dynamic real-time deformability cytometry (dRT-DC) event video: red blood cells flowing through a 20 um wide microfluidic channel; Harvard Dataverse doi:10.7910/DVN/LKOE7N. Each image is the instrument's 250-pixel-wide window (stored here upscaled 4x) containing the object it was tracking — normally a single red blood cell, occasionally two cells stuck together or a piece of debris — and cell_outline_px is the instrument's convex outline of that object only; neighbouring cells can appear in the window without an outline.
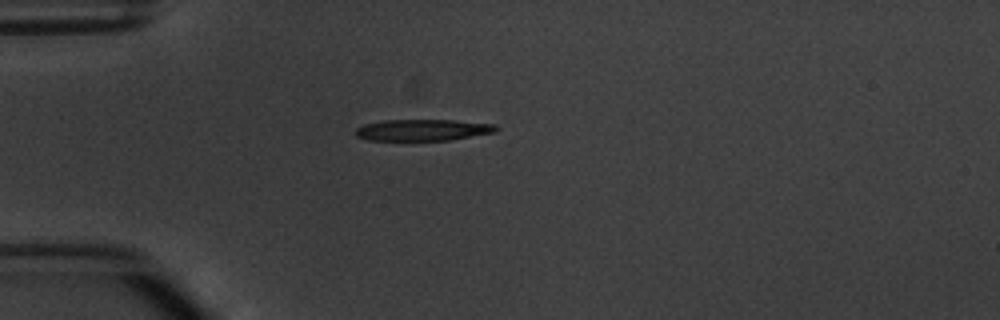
{"species": "common noctule bat (a hibernating species)", "species_latin": "Nyctalus noctula", "temperature_condition": "warm", "stored_images_in_passage": 2, "camera_frame_rate_fps": 3000, "um_per_image_px": 0.085, "animal": {"sex": "male", "body_mass_g": 20.1, "forearm_length_mm": 53.5}, "frame": {"image": 1, "passage_image": 1, "time_ms": 0.0, "image_size_px": [1000, 320], "cell_outline_px": [[496, 132], [448, 140], [368, 140], [356, 136], [356, 128], [364, 124], [384, 120], [452, 120], [496, 124]], "centroid_in_image_um": [35.92, 11.04], "position_along_channel_um": 49.1, "area_um2": 17.4}}